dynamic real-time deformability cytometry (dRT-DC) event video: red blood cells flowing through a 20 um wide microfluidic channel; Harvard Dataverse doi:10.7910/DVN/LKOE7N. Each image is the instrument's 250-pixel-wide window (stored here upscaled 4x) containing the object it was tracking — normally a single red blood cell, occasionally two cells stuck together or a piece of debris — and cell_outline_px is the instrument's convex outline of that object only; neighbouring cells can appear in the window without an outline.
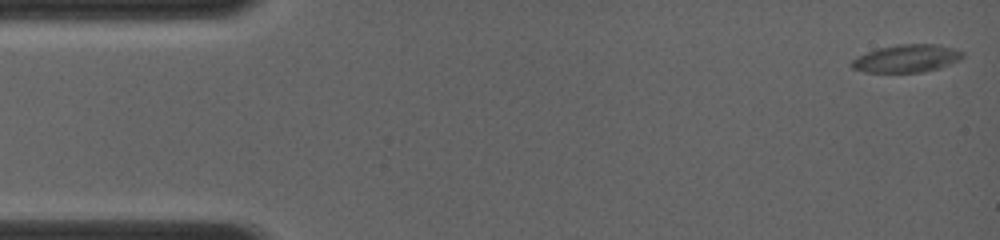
{"species": "common noctule bat (a hibernating species)", "species_latin": "Nyctalus noctula", "temperature_condition": "room temperature", "stored_images_in_passage": 8, "camera_frame_rate_fps": 4000, "um_per_image_px": 0.085, "animal": {"sex": "female", "body_mass_g": 19.0, "forearm_length_mm": 56.7}, "frame": {"image": 1, "passage_image": 1, "time_ms": 0.0, "image_size_px": [1000, 240], "cell_outline_px": [[964, 56], [960, 60], [924, 72], [864, 72], [852, 68], [848, 64], [856, 56], [876, 48], [896, 44], [936, 44], [952, 48], [964, 52]], "centroid_in_image_um": [77.0, 4.96], "position_along_channel_um": 8.0, "area_um2": 18.03}}